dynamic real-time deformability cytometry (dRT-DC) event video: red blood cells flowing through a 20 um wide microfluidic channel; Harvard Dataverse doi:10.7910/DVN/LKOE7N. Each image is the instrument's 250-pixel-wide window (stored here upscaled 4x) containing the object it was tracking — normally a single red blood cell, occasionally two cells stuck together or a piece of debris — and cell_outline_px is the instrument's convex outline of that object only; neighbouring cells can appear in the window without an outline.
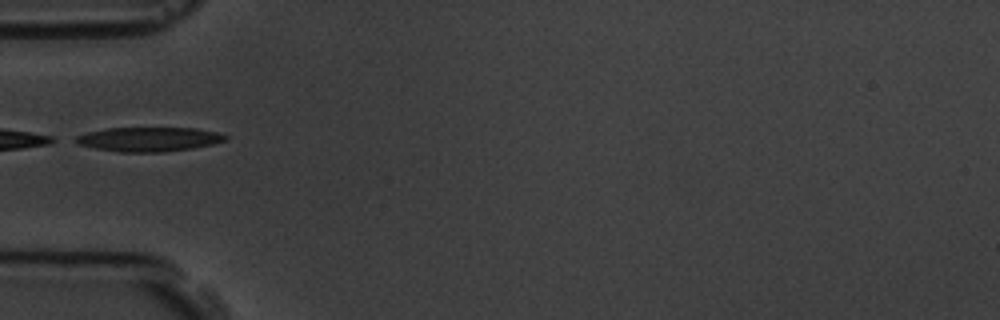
{"species": "common noctule bat (a hibernating species)", "species_latin": "Nyctalus noctula", "temperature_condition": "room temperature", "stored_images_in_passage": 1, "camera_frame_rate_fps": 3000, "um_per_image_px": 0.085, "animal": {"sex": "male", "body_mass_g": 19.5, "forearm_length_mm": 54.6}, "frame": {"image": 1, "passage_image": 1, "time_ms": 0.0, "image_size_px": [1000, 320], "cell_outline_px": [[228, 140], [212, 144], [192, 148], [164, 152], [120, 152], [96, 148], [76, 144], [68, 140], [76, 136], [88, 132], [108, 128], [196, 128], [216, 132], [228, 136]], "centroid_in_image_um": [12.6, 11.84], "position_along_channel_um": 72.4, "area_um2": 21.33}}